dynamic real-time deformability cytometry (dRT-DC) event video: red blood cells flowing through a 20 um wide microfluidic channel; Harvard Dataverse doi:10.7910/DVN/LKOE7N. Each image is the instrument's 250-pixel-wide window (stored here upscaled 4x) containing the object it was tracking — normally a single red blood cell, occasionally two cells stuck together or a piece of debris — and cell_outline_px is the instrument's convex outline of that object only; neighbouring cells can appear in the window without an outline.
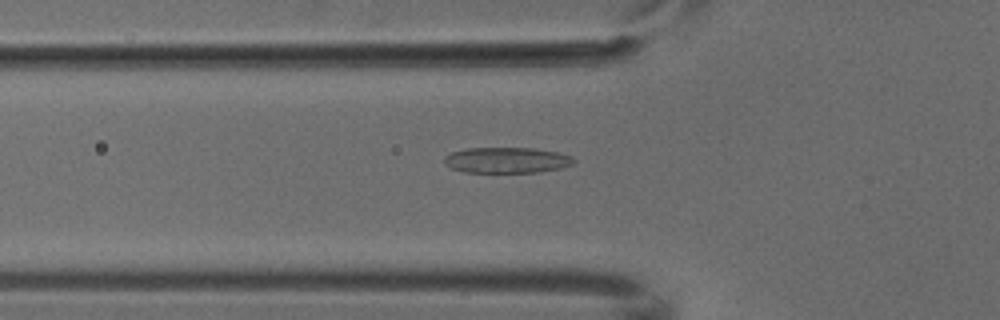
{"species": "common noctule bat (a hibernating species)", "species_latin": "Nyctalus noctula", "temperature_condition": "cold", "stored_images_in_passage": 6, "camera_frame_rate_fps": 3000, "um_per_image_px": 0.085, "animal": {"sex": "male", "body_mass_g": 18.8}, "frame": {"image": 1, "passage_image": 6, "time_ms": 1.667, "image_size_px": [1000, 320], "cell_outline_px": [[576, 160], [572, 164], [560, 168], [540, 172], [464, 172], [452, 168], [444, 164], [444, 156], [452, 152], [464, 148], [532, 148], [556, 152], [572, 156]], "centroid_in_image_um": [43.05, 13.61], "position_along_channel_um": 82.7, "area_um2": 19.42}}